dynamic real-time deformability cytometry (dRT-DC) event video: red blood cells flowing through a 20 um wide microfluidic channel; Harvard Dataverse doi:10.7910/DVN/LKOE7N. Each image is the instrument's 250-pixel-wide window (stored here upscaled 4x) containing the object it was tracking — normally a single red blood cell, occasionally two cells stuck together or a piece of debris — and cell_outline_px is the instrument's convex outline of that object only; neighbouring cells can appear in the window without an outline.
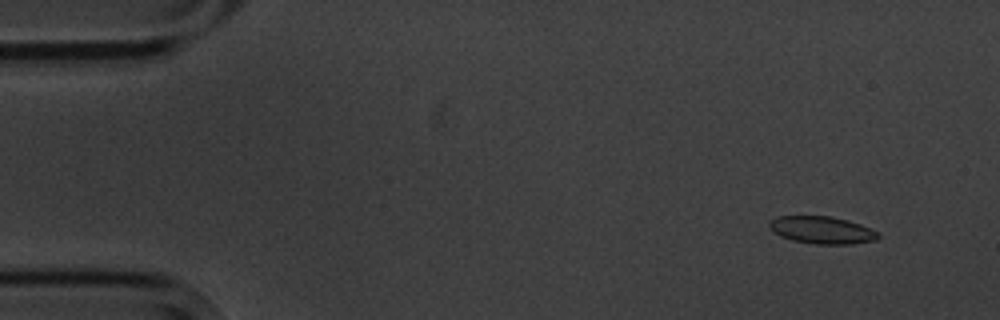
{"species": "common noctule bat (a hibernating species)", "species_latin": "Nyctalus noctula", "temperature_condition": "cold", "stored_images_in_passage": 14, "segment_of_instrument_passage": [1, 2], "camera_frame_rate_fps": 3000, "um_per_image_px": 0.085, "animal": {"sex": "male", "body_mass_g": 20.1, "forearm_length_mm": 53.5}, "frame": {"image": 1, "passage_image": 2, "time_ms": 1.333, "image_size_px": [1000, 320], "cell_outline_px": [[880, 236], [876, 240], [852, 244], [816, 244], [792, 240], [780, 236], [768, 224], [776, 216], [832, 216], [848, 220], [860, 224], [880, 232]], "centroid_in_image_um": [69.92, 19.55], "position_along_channel_um": 15.1, "area_um2": 17.34}}
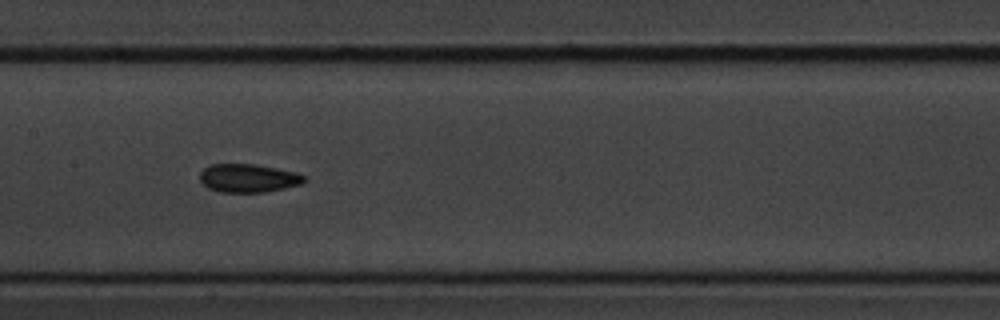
{"frame": {"image": 2, "passage_image": 8, "time_ms": 9.0, "image_size_px": [1000, 320], "cell_outline_px": [[308, 180], [304, 184], [264, 192], [220, 192], [208, 188], [200, 180], [200, 172], [208, 164], [256, 164], [296, 172], [304, 176]], "centroid_in_image_um": [21.12, 15.14], "position_along_channel_um": 186.3, "area_um2": 17.4}}
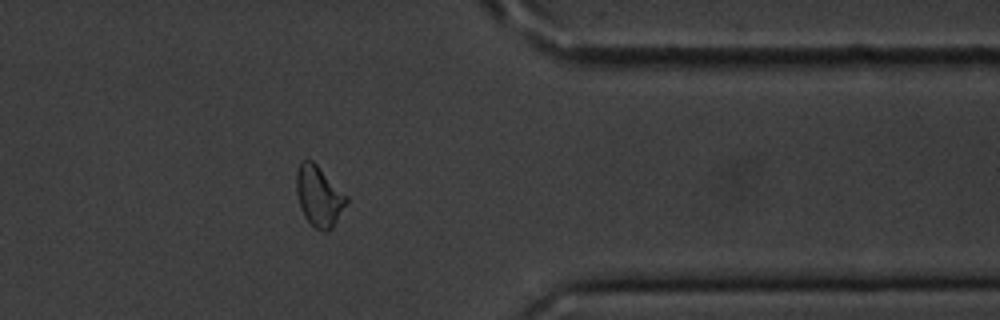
{"frame": {"image": 3, "passage_image": 13, "time_ms": 15.0, "image_size_px": [1000, 320], "cell_outline_px": [[348, 200], [332, 228], [328, 232], [324, 232], [316, 228], [304, 216], [300, 208], [296, 192], [296, 172], [300, 160], [312, 160], [348, 196]], "centroid_in_image_um": [27.09, 16.66], "position_along_channel_um": 384.3, "area_um2": 17.57}}